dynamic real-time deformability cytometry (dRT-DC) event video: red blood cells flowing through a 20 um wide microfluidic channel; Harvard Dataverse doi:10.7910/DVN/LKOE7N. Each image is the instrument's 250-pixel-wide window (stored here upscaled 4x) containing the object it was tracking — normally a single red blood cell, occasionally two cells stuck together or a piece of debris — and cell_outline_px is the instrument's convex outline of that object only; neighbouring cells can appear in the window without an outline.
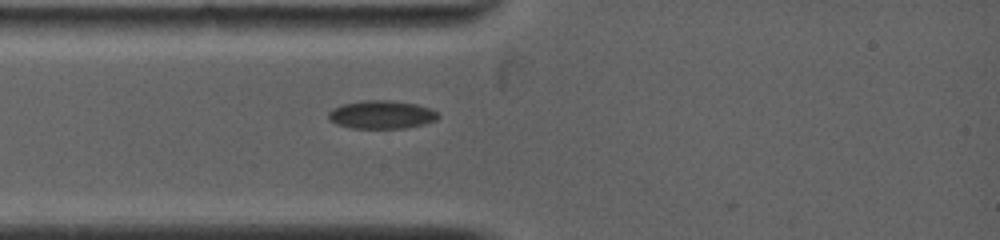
{"species": "common noctule bat (a hibernating species)", "species_latin": "Nyctalus noctula", "temperature_condition": "warm", "stored_images_in_passage": 2, "camera_frame_rate_fps": 5000, "um_per_image_px": 0.085, "animal": {"sex": "female", "body_mass_g": 19.0, "forearm_length_mm": 53.3}, "frame": {"image": 1, "passage_image": 1, "time_ms": 0.0, "image_size_px": [1000, 240], "cell_outline_px": [[440, 116], [436, 120], [424, 124], [404, 128], [352, 128], [336, 124], [328, 120], [328, 112], [332, 108], [344, 104], [364, 100], [388, 100], [416, 104], [428, 108], [436, 112]], "centroid_in_image_um": [32.4, 9.75], "position_along_channel_um": 52.6, "area_um2": 17.98}}